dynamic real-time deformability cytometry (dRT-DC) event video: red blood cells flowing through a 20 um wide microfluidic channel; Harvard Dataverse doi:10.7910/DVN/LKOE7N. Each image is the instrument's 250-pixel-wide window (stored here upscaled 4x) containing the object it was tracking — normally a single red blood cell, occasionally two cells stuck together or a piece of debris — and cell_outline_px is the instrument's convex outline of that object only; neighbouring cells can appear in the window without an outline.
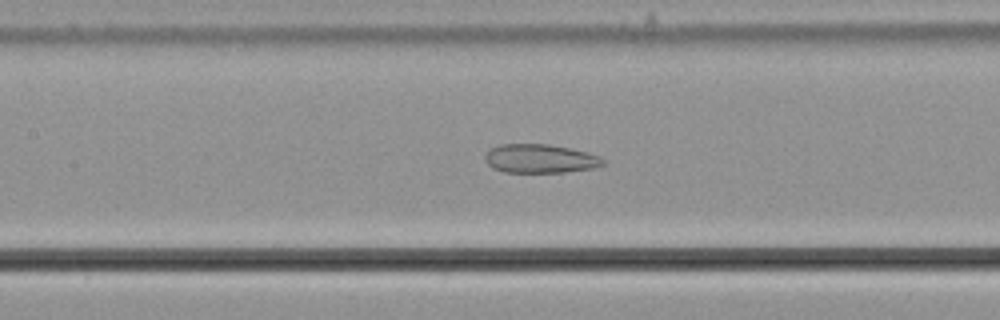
{"species": "common noctule bat (a hibernating species)", "species_latin": "Nyctalus noctula", "temperature_condition": "cold", "stored_images_in_passage": 50, "camera_frame_rate_fps": 3000, "um_per_image_px": 0.085, "animal": {"sex": "male", "body_mass_g": 21.5, "forearm_length_mm": 52.0}, "frame": {"image": 1, "passage_image": 26, "time_ms": 8.333, "image_size_px": [1000, 320], "cell_outline_px": [[608, 164], [596, 168], [564, 172], [504, 172], [492, 168], [484, 160], [484, 156], [492, 148], [500, 144], [548, 144], [588, 152], [600, 156]], "centroid_in_image_um": [45.95, 13.49], "position_along_channel_um": 161.4, "area_um2": 19.94}}
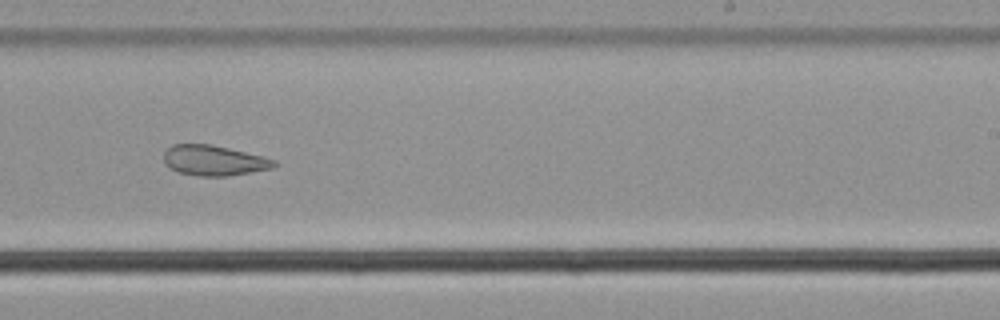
{"frame": {"image": 2, "passage_image": 35, "time_ms": 11.333, "image_size_px": [1000, 320], "cell_outline_px": [[276, 164], [272, 168], [228, 176], [200, 176], [176, 172], [164, 164], [164, 152], [172, 144], [212, 144], [276, 160]], "centroid_in_image_um": [18.12, 13.64], "position_along_channel_um": 270.9, "area_um2": 19.36}}
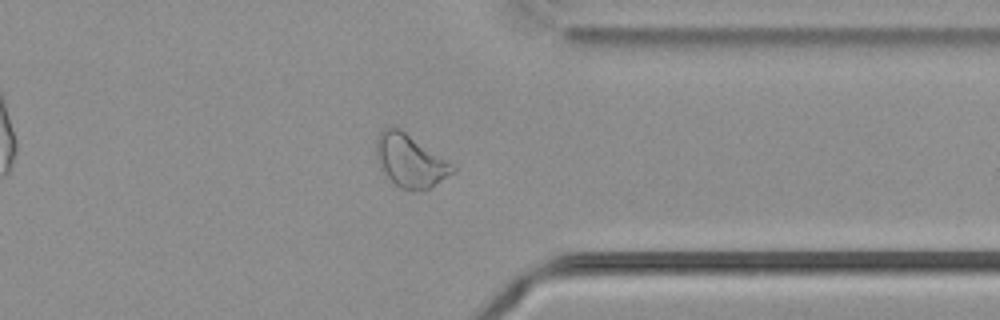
{"frame": {"image": 3, "passage_image": 44, "time_ms": 14.333, "image_size_px": [1000, 320], "cell_outline_px": [[456, 172], [428, 188], [420, 192], [408, 192], [400, 188], [384, 172], [376, 156], [376, 140], [380, 132], [384, 128], [392, 124], [400, 128], [452, 164], [456, 168]], "centroid_in_image_um": [34.86, 13.67], "position_along_channel_um": 376.5, "area_um2": 23.41}}